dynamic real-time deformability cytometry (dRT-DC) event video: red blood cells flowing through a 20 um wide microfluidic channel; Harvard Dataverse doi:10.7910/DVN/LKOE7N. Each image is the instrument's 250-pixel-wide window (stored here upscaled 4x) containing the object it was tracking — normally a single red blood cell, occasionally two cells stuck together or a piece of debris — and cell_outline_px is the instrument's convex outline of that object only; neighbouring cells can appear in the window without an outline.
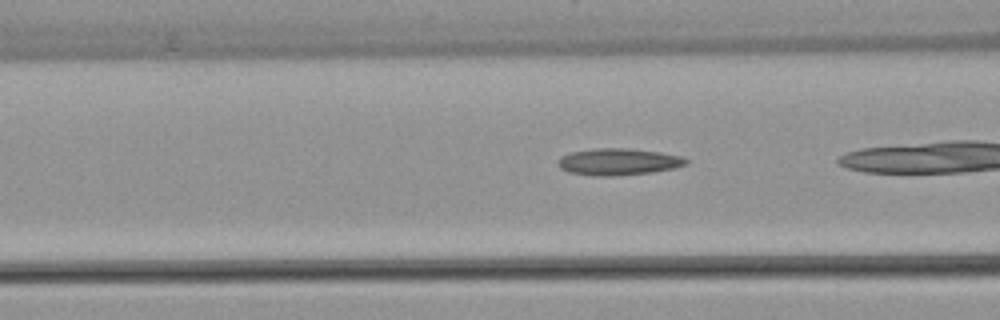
{"species": "common noctule bat (a hibernating species)", "species_latin": "Nyctalus noctula", "temperature_condition": "warm", "stored_images_in_passage": 24, "camera_frame_rate_fps": 3000, "um_per_image_px": 0.085, "animal": {"sex": "female", "body_mass_g": 22.7, "forearm_length_mm": 54.2}, "frame": {"image": 1, "passage_image": 4, "time_ms": 1.0, "image_size_px": [1000, 320], "cell_outline_px": [[688, 164], [676, 168], [652, 172], [612, 176], [592, 176], [568, 172], [560, 168], [556, 164], [556, 160], [560, 156], [572, 152], [592, 148], [632, 148], [660, 152], [680, 156], [688, 160]], "centroid_in_image_um": [52.53, 13.75], "position_along_channel_um": 114.1, "area_um2": 20.29}}